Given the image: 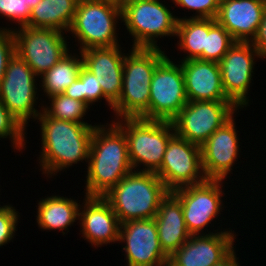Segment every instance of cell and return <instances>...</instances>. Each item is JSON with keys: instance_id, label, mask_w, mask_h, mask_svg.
<instances>
[{"instance_id": "cell-1", "label": "cell", "mask_w": 266, "mask_h": 266, "mask_svg": "<svg viewBox=\"0 0 266 266\" xmlns=\"http://www.w3.org/2000/svg\"><path fill=\"white\" fill-rule=\"evenodd\" d=\"M87 167V197H103L133 171L126 136L113 121L106 127L95 125Z\"/></svg>"}, {"instance_id": "cell-2", "label": "cell", "mask_w": 266, "mask_h": 266, "mask_svg": "<svg viewBox=\"0 0 266 266\" xmlns=\"http://www.w3.org/2000/svg\"><path fill=\"white\" fill-rule=\"evenodd\" d=\"M40 123L42 152L41 171L51 177L77 164L88 163L89 148L95 125L69 122L49 117L43 110L37 118Z\"/></svg>"}, {"instance_id": "cell-3", "label": "cell", "mask_w": 266, "mask_h": 266, "mask_svg": "<svg viewBox=\"0 0 266 266\" xmlns=\"http://www.w3.org/2000/svg\"><path fill=\"white\" fill-rule=\"evenodd\" d=\"M131 49L124 57L122 91L112 110L117 119L149 120L150 83L157 65L167 55L160 48Z\"/></svg>"}, {"instance_id": "cell-4", "label": "cell", "mask_w": 266, "mask_h": 266, "mask_svg": "<svg viewBox=\"0 0 266 266\" xmlns=\"http://www.w3.org/2000/svg\"><path fill=\"white\" fill-rule=\"evenodd\" d=\"M168 193L156 173L133 170L103 198L122 224L130 220L153 219Z\"/></svg>"}, {"instance_id": "cell-5", "label": "cell", "mask_w": 266, "mask_h": 266, "mask_svg": "<svg viewBox=\"0 0 266 266\" xmlns=\"http://www.w3.org/2000/svg\"><path fill=\"white\" fill-rule=\"evenodd\" d=\"M119 120L113 122L126 136L133 170L143 164L145 167L139 171L155 173L161 167L168 141L175 134L172 122L142 118Z\"/></svg>"}, {"instance_id": "cell-6", "label": "cell", "mask_w": 266, "mask_h": 266, "mask_svg": "<svg viewBox=\"0 0 266 266\" xmlns=\"http://www.w3.org/2000/svg\"><path fill=\"white\" fill-rule=\"evenodd\" d=\"M121 8L112 0H79L68 30L80 43V52L89 48L118 46L116 25Z\"/></svg>"}, {"instance_id": "cell-7", "label": "cell", "mask_w": 266, "mask_h": 266, "mask_svg": "<svg viewBox=\"0 0 266 266\" xmlns=\"http://www.w3.org/2000/svg\"><path fill=\"white\" fill-rule=\"evenodd\" d=\"M160 0L132 3L121 10V22L133 37L132 48H159L155 38L176 36L178 17Z\"/></svg>"}, {"instance_id": "cell-8", "label": "cell", "mask_w": 266, "mask_h": 266, "mask_svg": "<svg viewBox=\"0 0 266 266\" xmlns=\"http://www.w3.org/2000/svg\"><path fill=\"white\" fill-rule=\"evenodd\" d=\"M19 28L12 30L15 53L27 63L38 78L69 52L64 32L42 27Z\"/></svg>"}, {"instance_id": "cell-9", "label": "cell", "mask_w": 266, "mask_h": 266, "mask_svg": "<svg viewBox=\"0 0 266 266\" xmlns=\"http://www.w3.org/2000/svg\"><path fill=\"white\" fill-rule=\"evenodd\" d=\"M37 75L16 53L10 58L0 84V100L8 111L26 129L30 118L36 119L41 114L35 109ZM35 104V105H34Z\"/></svg>"}, {"instance_id": "cell-10", "label": "cell", "mask_w": 266, "mask_h": 266, "mask_svg": "<svg viewBox=\"0 0 266 266\" xmlns=\"http://www.w3.org/2000/svg\"><path fill=\"white\" fill-rule=\"evenodd\" d=\"M237 110L231 101H188L171 122L176 135L201 146Z\"/></svg>"}, {"instance_id": "cell-11", "label": "cell", "mask_w": 266, "mask_h": 266, "mask_svg": "<svg viewBox=\"0 0 266 266\" xmlns=\"http://www.w3.org/2000/svg\"><path fill=\"white\" fill-rule=\"evenodd\" d=\"M187 102L181 63L175 64L166 56L150 83L149 120L171 122Z\"/></svg>"}, {"instance_id": "cell-12", "label": "cell", "mask_w": 266, "mask_h": 266, "mask_svg": "<svg viewBox=\"0 0 266 266\" xmlns=\"http://www.w3.org/2000/svg\"><path fill=\"white\" fill-rule=\"evenodd\" d=\"M155 173L169 192L205 182L201 146L174 134L168 141L161 167Z\"/></svg>"}, {"instance_id": "cell-13", "label": "cell", "mask_w": 266, "mask_h": 266, "mask_svg": "<svg viewBox=\"0 0 266 266\" xmlns=\"http://www.w3.org/2000/svg\"><path fill=\"white\" fill-rule=\"evenodd\" d=\"M222 183L223 180H206L172 191L181 202L185 225L191 235H205L204 228L221 214L224 208Z\"/></svg>"}, {"instance_id": "cell-14", "label": "cell", "mask_w": 266, "mask_h": 266, "mask_svg": "<svg viewBox=\"0 0 266 266\" xmlns=\"http://www.w3.org/2000/svg\"><path fill=\"white\" fill-rule=\"evenodd\" d=\"M256 57L263 60L252 42L235 41L219 62L224 92L238 109L249 106L247 95Z\"/></svg>"}, {"instance_id": "cell-15", "label": "cell", "mask_w": 266, "mask_h": 266, "mask_svg": "<svg viewBox=\"0 0 266 266\" xmlns=\"http://www.w3.org/2000/svg\"><path fill=\"white\" fill-rule=\"evenodd\" d=\"M119 241L126 245L128 266H166L169 257L161 249L155 219L130 220L120 224Z\"/></svg>"}, {"instance_id": "cell-16", "label": "cell", "mask_w": 266, "mask_h": 266, "mask_svg": "<svg viewBox=\"0 0 266 266\" xmlns=\"http://www.w3.org/2000/svg\"><path fill=\"white\" fill-rule=\"evenodd\" d=\"M233 116L202 145V169L207 180H224L239 155V138Z\"/></svg>"}, {"instance_id": "cell-17", "label": "cell", "mask_w": 266, "mask_h": 266, "mask_svg": "<svg viewBox=\"0 0 266 266\" xmlns=\"http://www.w3.org/2000/svg\"><path fill=\"white\" fill-rule=\"evenodd\" d=\"M233 231L191 235L170 257L168 266H214L234 248Z\"/></svg>"}, {"instance_id": "cell-18", "label": "cell", "mask_w": 266, "mask_h": 266, "mask_svg": "<svg viewBox=\"0 0 266 266\" xmlns=\"http://www.w3.org/2000/svg\"><path fill=\"white\" fill-rule=\"evenodd\" d=\"M266 10V0H220L216 21L235 41L252 42Z\"/></svg>"}, {"instance_id": "cell-19", "label": "cell", "mask_w": 266, "mask_h": 266, "mask_svg": "<svg viewBox=\"0 0 266 266\" xmlns=\"http://www.w3.org/2000/svg\"><path fill=\"white\" fill-rule=\"evenodd\" d=\"M120 45L89 48L79 51L83 66L96 76L103 94L114 104L122 91L123 65L125 53Z\"/></svg>"}, {"instance_id": "cell-20", "label": "cell", "mask_w": 266, "mask_h": 266, "mask_svg": "<svg viewBox=\"0 0 266 266\" xmlns=\"http://www.w3.org/2000/svg\"><path fill=\"white\" fill-rule=\"evenodd\" d=\"M83 202L79 208L83 238L95 247L119 241L120 222L111 205L103 197L85 196Z\"/></svg>"}, {"instance_id": "cell-21", "label": "cell", "mask_w": 266, "mask_h": 266, "mask_svg": "<svg viewBox=\"0 0 266 266\" xmlns=\"http://www.w3.org/2000/svg\"><path fill=\"white\" fill-rule=\"evenodd\" d=\"M180 63L188 101H230L224 92L218 62L190 59Z\"/></svg>"}, {"instance_id": "cell-22", "label": "cell", "mask_w": 266, "mask_h": 266, "mask_svg": "<svg viewBox=\"0 0 266 266\" xmlns=\"http://www.w3.org/2000/svg\"><path fill=\"white\" fill-rule=\"evenodd\" d=\"M154 219L161 249L170 257L191 236L185 225L181 202L172 192L162 199Z\"/></svg>"}, {"instance_id": "cell-23", "label": "cell", "mask_w": 266, "mask_h": 266, "mask_svg": "<svg viewBox=\"0 0 266 266\" xmlns=\"http://www.w3.org/2000/svg\"><path fill=\"white\" fill-rule=\"evenodd\" d=\"M37 208V224L43 230H60L63 235L75 220H79V206L74 199L67 197L51 196L42 198Z\"/></svg>"}, {"instance_id": "cell-24", "label": "cell", "mask_w": 266, "mask_h": 266, "mask_svg": "<svg viewBox=\"0 0 266 266\" xmlns=\"http://www.w3.org/2000/svg\"><path fill=\"white\" fill-rule=\"evenodd\" d=\"M79 0H41L31 9L28 27L68 32Z\"/></svg>"}, {"instance_id": "cell-25", "label": "cell", "mask_w": 266, "mask_h": 266, "mask_svg": "<svg viewBox=\"0 0 266 266\" xmlns=\"http://www.w3.org/2000/svg\"><path fill=\"white\" fill-rule=\"evenodd\" d=\"M69 53L65 54L58 63L40 76L42 79L41 88L47 98L63 93L79 76L83 67L82 55L76 56Z\"/></svg>"}, {"instance_id": "cell-26", "label": "cell", "mask_w": 266, "mask_h": 266, "mask_svg": "<svg viewBox=\"0 0 266 266\" xmlns=\"http://www.w3.org/2000/svg\"><path fill=\"white\" fill-rule=\"evenodd\" d=\"M206 35H208V19L178 18L176 28L178 47L187 53L181 61L197 59L203 53Z\"/></svg>"}, {"instance_id": "cell-27", "label": "cell", "mask_w": 266, "mask_h": 266, "mask_svg": "<svg viewBox=\"0 0 266 266\" xmlns=\"http://www.w3.org/2000/svg\"><path fill=\"white\" fill-rule=\"evenodd\" d=\"M50 105L43 107V111L51 118L65 120L76 123H86L82 119L88 109L84 102L66 96L64 93L48 97Z\"/></svg>"}, {"instance_id": "cell-28", "label": "cell", "mask_w": 266, "mask_h": 266, "mask_svg": "<svg viewBox=\"0 0 266 266\" xmlns=\"http://www.w3.org/2000/svg\"><path fill=\"white\" fill-rule=\"evenodd\" d=\"M234 43L235 40L230 33L216 19H208V35H206L205 48L197 59L219 63Z\"/></svg>"}, {"instance_id": "cell-29", "label": "cell", "mask_w": 266, "mask_h": 266, "mask_svg": "<svg viewBox=\"0 0 266 266\" xmlns=\"http://www.w3.org/2000/svg\"><path fill=\"white\" fill-rule=\"evenodd\" d=\"M25 128L8 111L0 100V138H10L13 148L21 151L25 144Z\"/></svg>"}, {"instance_id": "cell-30", "label": "cell", "mask_w": 266, "mask_h": 266, "mask_svg": "<svg viewBox=\"0 0 266 266\" xmlns=\"http://www.w3.org/2000/svg\"><path fill=\"white\" fill-rule=\"evenodd\" d=\"M78 78L82 81L83 102L89 107L98 100L104 98L109 107L113 109V103L103 94L101 85L97 82L96 76L84 66L79 72Z\"/></svg>"}, {"instance_id": "cell-31", "label": "cell", "mask_w": 266, "mask_h": 266, "mask_svg": "<svg viewBox=\"0 0 266 266\" xmlns=\"http://www.w3.org/2000/svg\"><path fill=\"white\" fill-rule=\"evenodd\" d=\"M30 14L31 9L23 0H0V16L18 23L19 27H28Z\"/></svg>"}, {"instance_id": "cell-32", "label": "cell", "mask_w": 266, "mask_h": 266, "mask_svg": "<svg viewBox=\"0 0 266 266\" xmlns=\"http://www.w3.org/2000/svg\"><path fill=\"white\" fill-rule=\"evenodd\" d=\"M174 4L185 9L195 10L197 15L189 18L216 19L220 0H172Z\"/></svg>"}, {"instance_id": "cell-33", "label": "cell", "mask_w": 266, "mask_h": 266, "mask_svg": "<svg viewBox=\"0 0 266 266\" xmlns=\"http://www.w3.org/2000/svg\"><path fill=\"white\" fill-rule=\"evenodd\" d=\"M19 216L11 205L0 206V247L13 239Z\"/></svg>"}, {"instance_id": "cell-34", "label": "cell", "mask_w": 266, "mask_h": 266, "mask_svg": "<svg viewBox=\"0 0 266 266\" xmlns=\"http://www.w3.org/2000/svg\"><path fill=\"white\" fill-rule=\"evenodd\" d=\"M13 28H0V84L10 58L15 54Z\"/></svg>"}, {"instance_id": "cell-35", "label": "cell", "mask_w": 266, "mask_h": 266, "mask_svg": "<svg viewBox=\"0 0 266 266\" xmlns=\"http://www.w3.org/2000/svg\"><path fill=\"white\" fill-rule=\"evenodd\" d=\"M253 46L258 50L262 58H266V10L256 37L252 40Z\"/></svg>"}, {"instance_id": "cell-36", "label": "cell", "mask_w": 266, "mask_h": 266, "mask_svg": "<svg viewBox=\"0 0 266 266\" xmlns=\"http://www.w3.org/2000/svg\"><path fill=\"white\" fill-rule=\"evenodd\" d=\"M66 96L77 99L83 102L82 81L77 78L71 85H69L63 92Z\"/></svg>"}, {"instance_id": "cell-37", "label": "cell", "mask_w": 266, "mask_h": 266, "mask_svg": "<svg viewBox=\"0 0 266 266\" xmlns=\"http://www.w3.org/2000/svg\"><path fill=\"white\" fill-rule=\"evenodd\" d=\"M237 260L236 252L233 249L225 258L216 263L214 266H240Z\"/></svg>"}, {"instance_id": "cell-38", "label": "cell", "mask_w": 266, "mask_h": 266, "mask_svg": "<svg viewBox=\"0 0 266 266\" xmlns=\"http://www.w3.org/2000/svg\"><path fill=\"white\" fill-rule=\"evenodd\" d=\"M142 1H147V0H119L117 2V4L119 5V7L122 10L125 6H128V5H130L132 3H136V2H142Z\"/></svg>"}, {"instance_id": "cell-39", "label": "cell", "mask_w": 266, "mask_h": 266, "mask_svg": "<svg viewBox=\"0 0 266 266\" xmlns=\"http://www.w3.org/2000/svg\"><path fill=\"white\" fill-rule=\"evenodd\" d=\"M25 6H29L30 9L34 8L41 0H23Z\"/></svg>"}]
</instances>
